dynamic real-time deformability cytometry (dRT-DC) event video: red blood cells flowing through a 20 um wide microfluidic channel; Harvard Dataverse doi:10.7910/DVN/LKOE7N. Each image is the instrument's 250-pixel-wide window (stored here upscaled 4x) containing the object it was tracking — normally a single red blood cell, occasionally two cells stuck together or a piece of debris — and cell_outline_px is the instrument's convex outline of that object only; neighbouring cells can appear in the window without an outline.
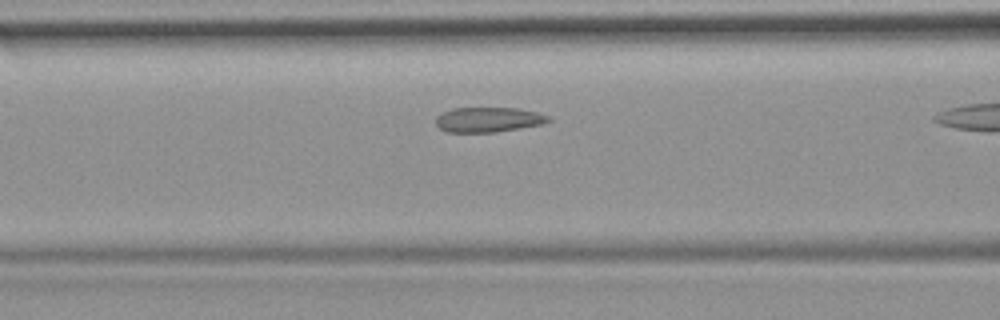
{"species": "common noctule bat (a hibernating species)", "species_latin": "Nyctalus noctula", "temperature_condition": "room temperature", "stored_images_in_passage": 14, "camera_frame_rate_fps": 3000, "um_per_image_px": 0.085, "animal": {"sex": "female", "body_mass_g": 19.9}, "frame": {"image": 1, "passage_image": 10, "time_ms": 3.0, "image_size_px": [1000, 320], "cell_outline_px": [[552, 120], [540, 124], [520, 128], [496, 132], [448, 132], [440, 128], [436, 124], [436, 116], [452, 108], [516, 108], [536, 112], [548, 116]], "centroid_in_image_um": [41.49, 10.17], "position_along_channel_um": 125.1, "area_um2": 16.18}}